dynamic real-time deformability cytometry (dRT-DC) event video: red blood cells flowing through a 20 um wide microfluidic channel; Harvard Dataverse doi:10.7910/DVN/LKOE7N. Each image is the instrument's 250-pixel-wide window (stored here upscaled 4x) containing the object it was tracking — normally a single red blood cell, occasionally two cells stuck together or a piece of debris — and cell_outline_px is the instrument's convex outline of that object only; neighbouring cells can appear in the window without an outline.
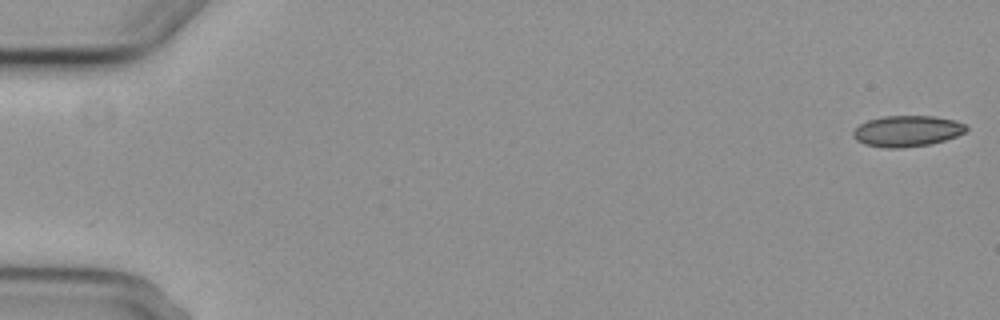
{"species": "common noctule bat (a hibernating species)", "species_latin": "Nyctalus noctula", "temperature_condition": "cold", "stored_images_in_passage": 5, "camera_frame_rate_fps": 3000, "um_per_image_px": 0.085, "animal": {"sex": "female", "body_mass_g": 29.2, "forearm_length_mm": 56.3}, "frame": {"image": 1, "passage_image": 1, "time_ms": 0.0, "image_size_px": [1000, 320], "cell_outline_px": [[968, 128], [964, 132], [956, 136], [944, 140], [928, 144], [900, 148], [884, 148], [864, 144], [856, 140], [852, 136], [852, 132], [860, 124], [868, 120], [884, 116], [932, 116], [952, 120], [964, 124]], "centroid_in_image_um": [77.05, 11.14], "position_along_channel_um": 7.9, "area_um2": 20.23}}
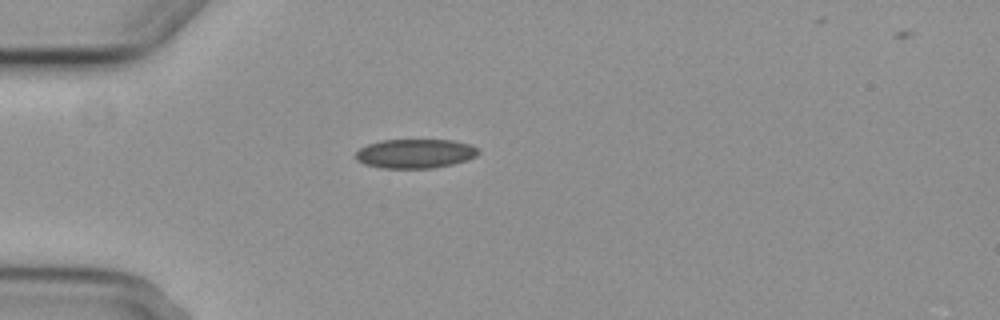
{"frame": {"image": 2, "passage_image": 5, "time_ms": 5.0, "image_size_px": [1000, 320], "cell_outline_px": [[480, 152], [476, 156], [452, 164], [432, 168], [380, 168], [364, 164], [356, 160], [356, 152], [360, 148], [368, 144], [380, 140], [452, 140], [472, 144]], "centroid_in_image_um": [35.27, 13.05], "position_along_channel_um": 49.7, "area_um2": 20.87}}